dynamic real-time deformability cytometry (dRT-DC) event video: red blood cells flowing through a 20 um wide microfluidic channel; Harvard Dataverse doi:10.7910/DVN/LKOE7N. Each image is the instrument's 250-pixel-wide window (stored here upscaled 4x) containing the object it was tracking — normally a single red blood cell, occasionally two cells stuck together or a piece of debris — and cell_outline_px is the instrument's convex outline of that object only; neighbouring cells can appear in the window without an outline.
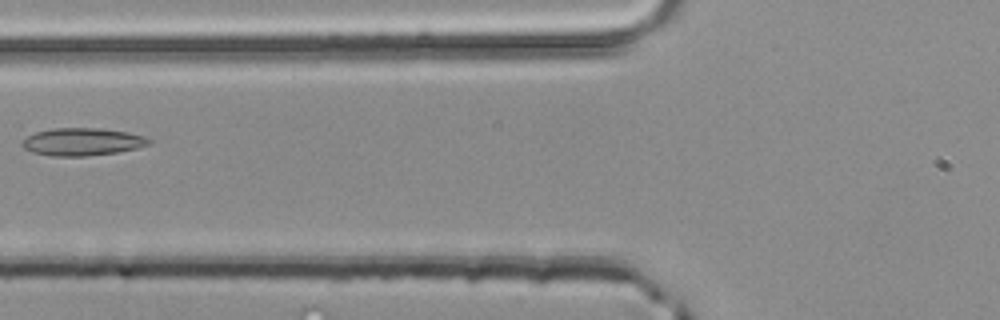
{"species": "common noctule bat (a hibernating species)", "species_latin": "Nyctalus noctula", "temperature_condition": "room temperature", "stored_images_in_passage": 3, "camera_frame_rate_fps": 3000, "um_per_image_px": 0.085, "animal": {"sex": "male", "body_mass_g": 20.4}, "frame": {"image": 1, "passage_image": 3, "time_ms": 0.667, "image_size_px": [1000, 320], "cell_outline_px": [[152, 144], [136, 148], [116, 152], [84, 156], [52, 156], [32, 152], [24, 148], [20, 144], [28, 136], [36, 132], [52, 128], [100, 128], [128, 132], [144, 136], [152, 140]], "centroid_in_image_um": [7.01, 12.05], "position_along_channel_um": 118.8, "area_um2": 20.35}}